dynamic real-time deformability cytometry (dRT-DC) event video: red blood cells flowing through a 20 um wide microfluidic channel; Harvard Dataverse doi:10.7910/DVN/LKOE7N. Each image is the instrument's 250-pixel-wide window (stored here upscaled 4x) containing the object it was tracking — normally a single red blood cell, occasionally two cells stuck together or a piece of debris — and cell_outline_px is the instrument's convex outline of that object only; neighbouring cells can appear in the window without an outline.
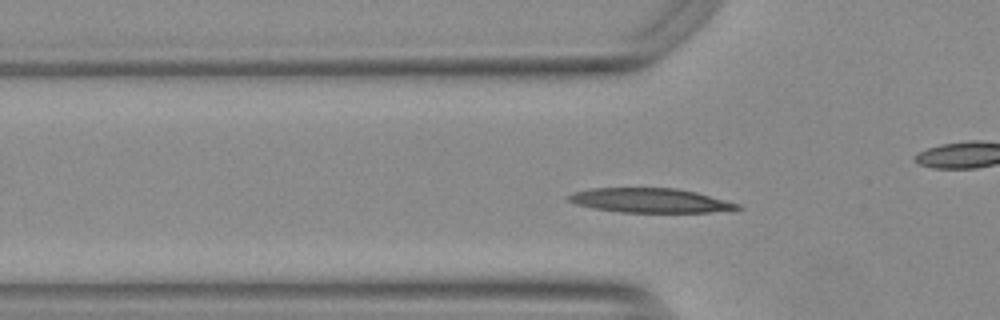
{"species": "Egyptian fruit bat (a non-hibernating species)", "species_latin": "Rousettus aegyptiacus", "temperature_condition": "warm", "stored_images_in_passage": 52, "camera_frame_rate_fps": 3000, "um_per_image_px": 0.085, "animal": {"sex": "female"}, "frame": {"image": 1, "passage_image": 14, "time_ms": 4.333, "image_size_px": [1000, 320], "cell_outline_px": [[744, 208], [708, 212], [620, 212], [592, 208], [576, 204], [568, 200], [568, 196], [572, 192], [592, 188], [676, 188], [696, 192], [740, 204]], "centroid_in_image_um": [55.24, 17.03], "position_along_channel_um": 70.6, "area_um2": 23.87}}
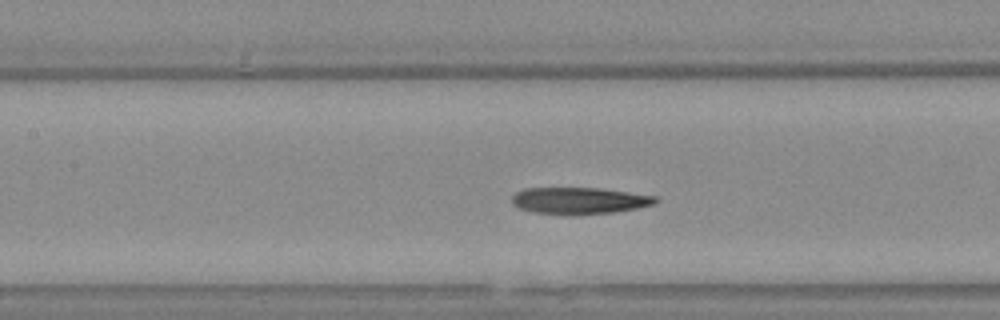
{"frame": {"image": 2, "passage_image": 21, "time_ms": 6.667, "image_size_px": [1000, 320], "cell_outline_px": [[660, 200], [656, 204], [616, 212], [576, 216], [568, 216], [532, 212], [520, 208], [512, 204], [512, 196], [516, 192], [524, 188], [596, 188], [628, 192], [656, 196]], "centroid_in_image_um": [49.24, 17.08], "position_along_channel_um": 158.2, "area_um2": 22.77}}
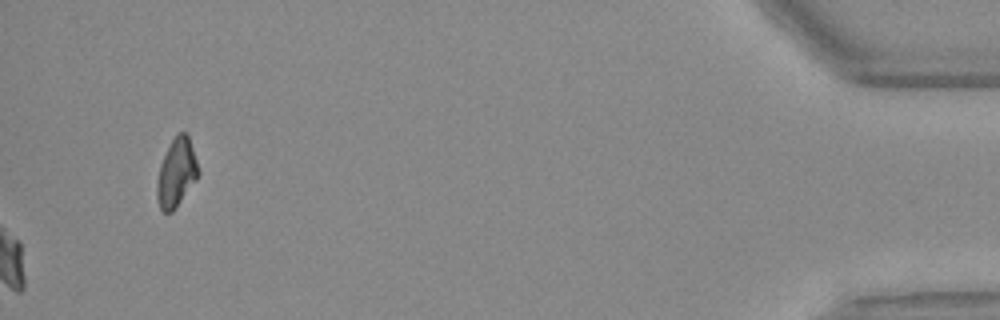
{"frame": {"image": 3, "passage_image": 52, "time_ms": 17.0, "image_size_px": [1000, 320], "cell_outline_px": [[200, 176], [176, 208], [172, 212], [164, 212], [160, 208], [156, 196], [156, 180], [160, 164], [172, 140], [180, 132], [188, 132], [200, 172]], "centroid_in_image_um": [15.01, 14.7], "position_along_channel_um": 420.2, "area_um2": 16.7}, "authors_computed_cell_mechanics": {"area_um2": 23.1778, "velocity_mm_per_s": 3.7416, "shape_relaxation_time_tau1_ms": null, "shape_relaxation_time_tau2_ms": 7.8037, "deformation_change_tau1": null, "deformation_change_tau2": 0.1528}}